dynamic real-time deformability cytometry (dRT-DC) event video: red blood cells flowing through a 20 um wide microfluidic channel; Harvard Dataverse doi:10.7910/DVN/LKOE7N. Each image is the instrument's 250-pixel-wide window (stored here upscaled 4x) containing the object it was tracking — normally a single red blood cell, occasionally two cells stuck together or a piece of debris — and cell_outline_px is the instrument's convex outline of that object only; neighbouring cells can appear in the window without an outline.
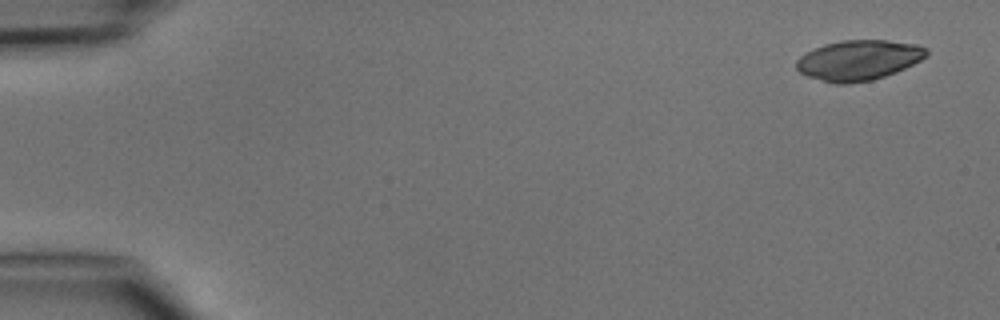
{"species": "common noctule bat (a hibernating species)", "species_latin": "Nyctalus noctula", "temperature_condition": "cold", "stored_images_in_passage": 4, "camera_frame_rate_fps": 3000, "um_per_image_px": 0.085, "animal": {"sex": "male", "body_mass_g": 15.6}, "frame": {"image": 1, "passage_image": 1, "time_ms": 0.0, "image_size_px": [1000, 320], "cell_outline_px": [[928, 52], [920, 60], [896, 72], [872, 80], [848, 84], [836, 84], [808, 76], [800, 72], [796, 68], [796, 60], [800, 56], [824, 44], [840, 40], [884, 40], [916, 44], [928, 48]], "centroid_in_image_um": [72.97, 5.11], "position_along_channel_um": 12.0, "area_um2": 30.23}}